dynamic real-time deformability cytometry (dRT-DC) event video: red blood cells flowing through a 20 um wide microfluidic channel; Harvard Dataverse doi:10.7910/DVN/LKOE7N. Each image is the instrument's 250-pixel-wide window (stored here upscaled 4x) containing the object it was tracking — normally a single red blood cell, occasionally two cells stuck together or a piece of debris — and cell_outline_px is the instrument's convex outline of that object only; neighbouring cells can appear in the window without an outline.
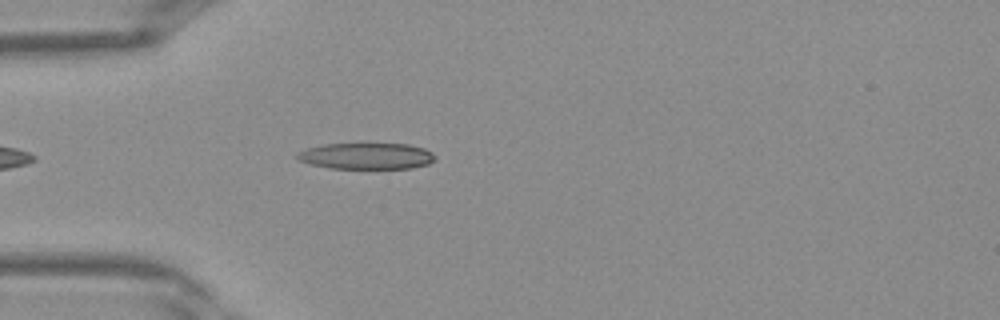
{"species": "Egyptian fruit bat (a non-hibernating species)", "species_latin": "Rousettus aegyptiacus", "temperature_condition": "warm", "stored_images_in_passage": 29, "camera_frame_rate_fps": 3000, "um_per_image_px": 0.085, "frame": {"image": 1, "passage_image": 4, "time_ms": 1.0, "image_size_px": [1000, 320], "cell_outline_px": [[436, 156], [428, 164], [412, 168], [332, 168], [312, 164], [300, 160], [296, 156], [296, 152], [308, 148], [324, 144], [408, 144], [424, 148], [432, 152]], "centroid_in_image_um": [31.16, 13.26], "position_along_channel_um": 53.8, "area_um2": 20.87}}
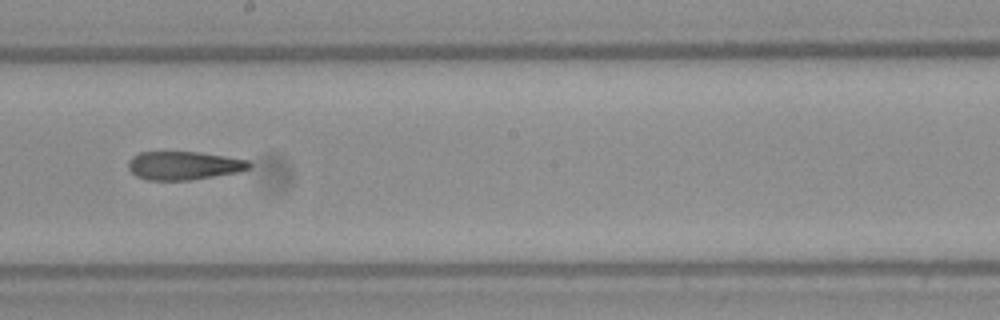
{"frame": {"image": 2, "passage_image": 15, "time_ms": 4.667, "image_size_px": [1000, 320], "cell_outline_px": [[252, 164], [248, 168], [240, 172], [188, 180], [148, 180], [136, 176], [128, 168], [128, 160], [132, 156], [140, 152], [200, 152], [248, 160]], "centroid_in_image_um": [15.61, 14.07], "position_along_channel_um": 232.6, "area_um2": 20.0}}
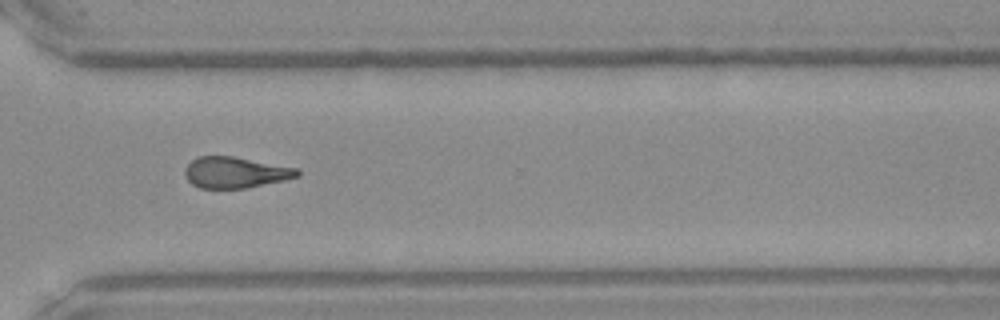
{"frame": {"image": 3, "passage_image": 22, "time_ms": 7.0, "image_size_px": [1000, 320], "cell_outline_px": [[300, 176], [284, 180], [248, 188], [200, 188], [192, 184], [184, 176], [184, 168], [192, 160], [200, 156], [232, 156], [300, 168]], "centroid_in_image_um": [20.02, 14.66], "position_along_channel_um": 350.6, "area_um2": 20.52}}